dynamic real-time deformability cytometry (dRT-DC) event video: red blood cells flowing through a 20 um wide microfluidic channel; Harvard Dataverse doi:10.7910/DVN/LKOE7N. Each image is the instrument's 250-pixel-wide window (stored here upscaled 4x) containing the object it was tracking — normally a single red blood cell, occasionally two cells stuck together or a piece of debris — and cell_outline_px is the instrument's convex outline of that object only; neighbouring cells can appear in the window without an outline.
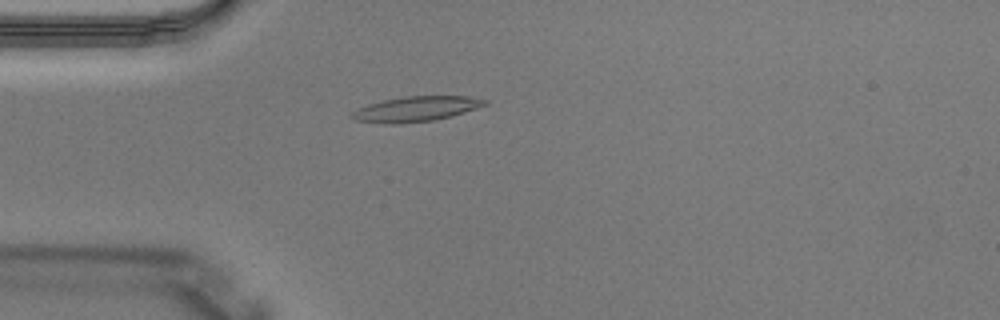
{"species": "Egyptian fruit bat (a non-hibernating species)", "species_latin": "Rousettus aegyptiacus", "temperature_condition": "warm", "stored_images_in_passage": 3, "camera_frame_rate_fps": 3000, "um_per_image_px": 0.085, "animal": {"sex": "male"}, "frame": {"image": 1, "passage_image": 3, "time_ms": 0.667, "image_size_px": [1000, 320], "cell_outline_px": [[488, 104], [452, 116], [432, 120], [400, 124], [384, 124], [352, 120], [348, 116], [356, 108], [368, 104], [384, 100], [404, 96], [468, 96], [488, 100]], "centroid_in_image_um": [35.29, 9.27], "position_along_channel_um": 49.7, "area_um2": 19.65}}